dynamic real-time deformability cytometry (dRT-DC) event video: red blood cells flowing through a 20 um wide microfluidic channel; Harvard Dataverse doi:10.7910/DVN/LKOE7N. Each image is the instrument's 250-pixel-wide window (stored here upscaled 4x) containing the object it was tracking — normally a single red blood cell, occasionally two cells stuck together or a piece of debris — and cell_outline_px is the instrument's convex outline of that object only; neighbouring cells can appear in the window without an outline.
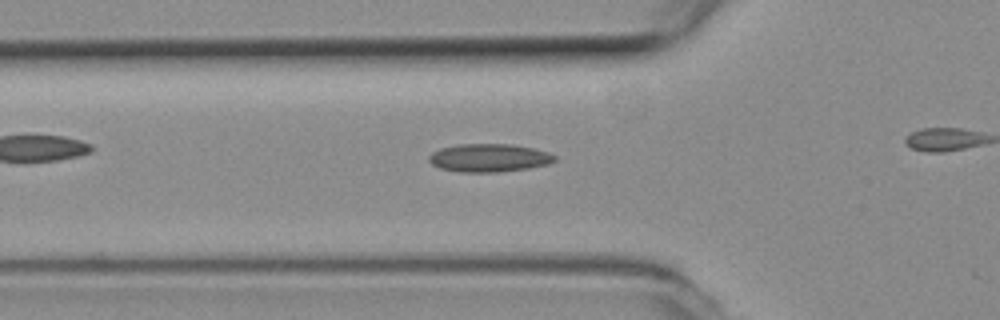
{"species": "common noctule bat (a hibernating species)", "species_latin": "Nyctalus noctula", "temperature_condition": "room temperature", "stored_images_in_passage": 10, "camera_frame_rate_fps": 3000, "um_per_image_px": 0.085, "animal": {"sex": "female", "body_mass_g": 19.3, "forearm_length_mm": 54.1}, "frame": {"image": 1, "passage_image": 8, "time_ms": 2.333, "image_size_px": [1000, 320], "cell_outline_px": [[556, 160], [548, 164], [528, 168], [496, 172], [460, 172], [440, 168], [432, 164], [428, 160], [428, 156], [432, 152], [440, 148], [460, 144], [508, 144], [532, 148], [548, 152], [556, 156]], "centroid_in_image_um": [41.55, 13.42], "position_along_channel_um": 84.3, "area_um2": 20.52}}